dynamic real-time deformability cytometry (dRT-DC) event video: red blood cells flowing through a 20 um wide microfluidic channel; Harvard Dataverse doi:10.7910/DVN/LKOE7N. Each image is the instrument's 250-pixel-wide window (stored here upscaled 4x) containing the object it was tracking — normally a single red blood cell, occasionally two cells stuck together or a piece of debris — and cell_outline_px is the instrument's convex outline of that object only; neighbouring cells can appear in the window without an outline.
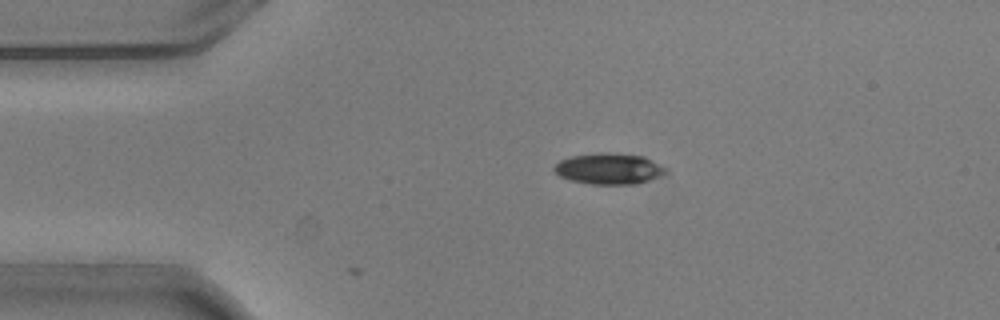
{"species": "common noctule bat (a hibernating species)", "species_latin": "Nyctalus noctula", "temperature_condition": "warm", "stored_images_in_passage": 6, "camera_frame_rate_fps": 3000, "um_per_image_px": 0.085, "animal": {"sex": "male", "body_mass_g": 20.5, "forearm_length_mm": 52.5}, "frame": {"image": 1, "passage_image": 3, "time_ms": 0.667, "image_size_px": [1000, 320], "cell_outline_px": [[668, 172], [648, 180], [636, 184], [592, 184], [572, 180], [560, 176], [552, 168], [560, 160], [572, 156], [600, 152], [608, 152], [644, 156], [668, 168]], "centroid_in_image_um": [51.78, 14.33], "position_along_channel_um": 33.2, "area_um2": 20.11}}